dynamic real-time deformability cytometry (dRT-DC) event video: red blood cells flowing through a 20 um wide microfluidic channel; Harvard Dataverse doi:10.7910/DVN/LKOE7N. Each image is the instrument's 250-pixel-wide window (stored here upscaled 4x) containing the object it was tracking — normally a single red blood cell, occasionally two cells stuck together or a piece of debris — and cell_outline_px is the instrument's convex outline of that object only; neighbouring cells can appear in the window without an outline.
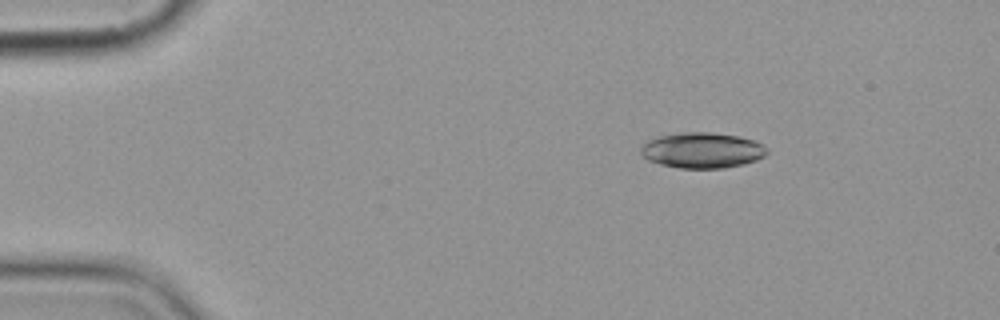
{"species": "common noctule bat (a hibernating species)", "species_latin": "Nyctalus noctula", "temperature_condition": "cold", "stored_images_in_passage": 13, "camera_frame_rate_fps": 3000, "um_per_image_px": 0.085, "animal": {"sex": "female", "body_mass_g": 19.9}, "frame": {"image": 1, "passage_image": 3, "time_ms": 2.667, "image_size_px": [1000, 320], "cell_outline_px": [[768, 152], [764, 156], [756, 160], [744, 164], [724, 168], [680, 168], [660, 164], [648, 160], [640, 152], [640, 148], [648, 140], [660, 136], [680, 132], [712, 132], [736, 136], [756, 140], [764, 144], [768, 148]], "centroid_in_image_um": [59.72, 12.77], "position_along_channel_um": 25.3, "area_um2": 26.3}}
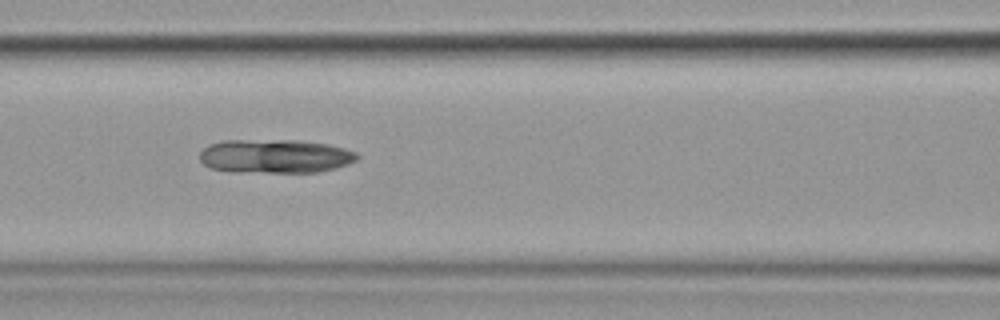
{"frame": {"image": 2, "passage_image": 7, "time_ms": 8.0, "image_size_px": [1000, 320], "cell_outline_px": [[360, 156], [356, 160], [348, 164], [336, 168], [316, 172], [232, 172], [212, 168], [204, 164], [200, 160], [200, 152], [208, 144], [224, 140], [300, 140], [328, 144], [344, 148], [356, 152]], "centroid_in_image_um": [23.39, 13.27], "position_along_channel_um": 143.2, "area_um2": 31.21}}
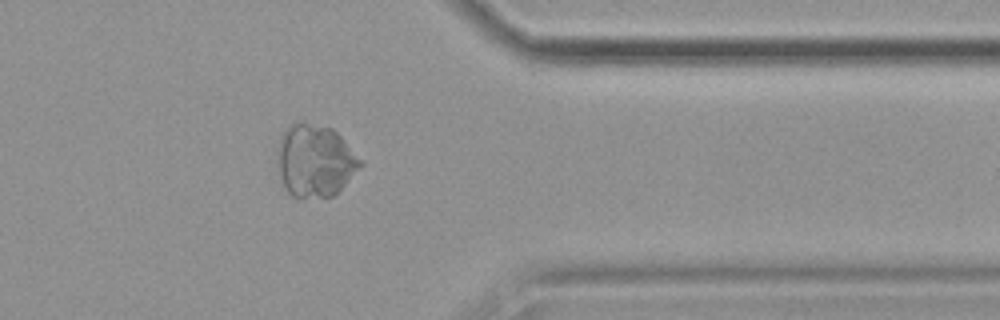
{"frame": {"image": 3, "passage_image": 13, "time_ms": 15.0, "image_size_px": [1000, 320], "cell_outline_px": [[364, 164], [332, 196], [300, 200], [292, 196], [284, 188], [280, 176], [280, 136], [284, 128], [288, 124], [296, 120], [300, 120], [332, 128], [340, 136]], "centroid_in_image_um": [26.76, 13.65], "position_along_channel_um": 384.6, "area_um2": 34.91}}